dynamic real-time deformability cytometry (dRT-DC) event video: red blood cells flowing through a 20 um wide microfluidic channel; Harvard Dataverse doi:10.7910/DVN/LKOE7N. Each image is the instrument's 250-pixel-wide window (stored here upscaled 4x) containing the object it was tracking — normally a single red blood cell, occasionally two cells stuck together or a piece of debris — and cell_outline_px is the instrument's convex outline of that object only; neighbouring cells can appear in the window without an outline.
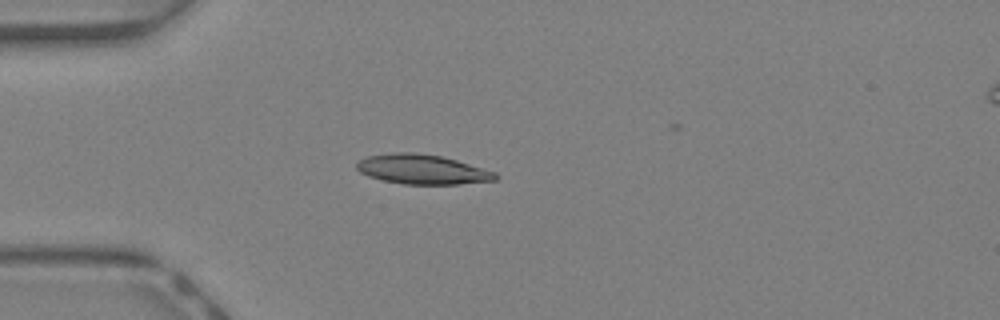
{"species": "Egyptian fruit bat (a non-hibernating species)", "species_latin": "Rousettus aegyptiacus", "temperature_condition": "warm", "stored_images_in_passage": 37, "camera_frame_rate_fps": 3000, "um_per_image_px": 0.085, "animal": {"sex": "female"}, "frame": {"image": 1, "passage_image": 7, "time_ms": 2.0, "image_size_px": [1000, 320], "cell_outline_px": [[500, 176], [496, 180], [460, 184], [404, 184], [384, 180], [368, 176], [360, 172], [356, 168], [356, 164], [360, 160], [368, 156], [392, 152], [416, 152], [440, 156], [456, 160], [496, 172]], "centroid_in_image_um": [35.9, 14.39], "position_along_channel_um": 49.1, "area_um2": 23.93}}
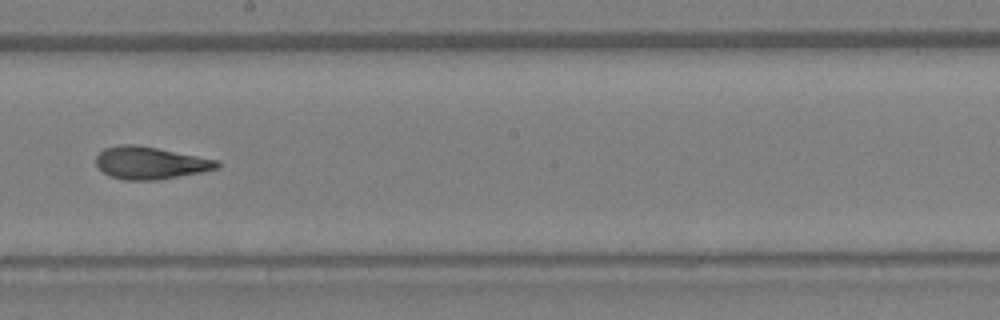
{"frame": {"image": 2, "passage_image": 20, "time_ms": 6.333, "image_size_px": [1000, 320], "cell_outline_px": [[220, 168], [204, 172], [160, 180], [124, 180], [112, 176], [104, 172], [96, 164], [96, 156], [104, 148], [124, 144], [132, 144], [156, 148], [220, 160]], "centroid_in_image_um": [12.83, 13.86], "position_along_channel_um": 235.4, "area_um2": 22.89}}
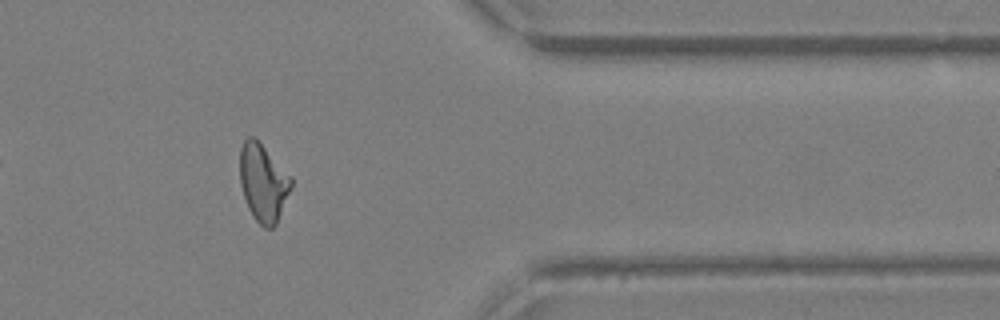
{"frame": {"image": 3, "passage_image": 31, "time_ms": 10.0, "image_size_px": [1000, 320], "cell_outline_px": [[292, 184], [276, 224], [272, 228], [264, 228], [252, 216], [248, 208], [240, 184], [240, 148], [244, 140], [248, 136], [252, 136], [292, 176]], "centroid_in_image_um": [22.35, 15.54], "position_along_channel_um": 389.0, "area_um2": 22.83}, "authors_computed_cell_mechanics": {"area_um2": 22.831, "velocity_mm_per_s": 4.6607, "shape_relaxation_time_tau1_ms": 6.2398, "shape_relaxation_time_tau2_ms": 1.6075, "deformation_change_tau1": 0.2291, "deformation_change_tau2": 0.0914}}